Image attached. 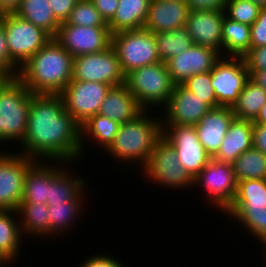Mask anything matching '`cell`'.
Masks as SVG:
<instances>
[{
  "label": "cell",
  "instance_id": "6da1fadb",
  "mask_svg": "<svg viewBox=\"0 0 266 267\" xmlns=\"http://www.w3.org/2000/svg\"><path fill=\"white\" fill-rule=\"evenodd\" d=\"M20 146V154L35 160L71 165L82 158L80 125L65 110L60 94L32 93L26 134Z\"/></svg>",
  "mask_w": 266,
  "mask_h": 267
},
{
  "label": "cell",
  "instance_id": "7a4b0ae2",
  "mask_svg": "<svg viewBox=\"0 0 266 267\" xmlns=\"http://www.w3.org/2000/svg\"><path fill=\"white\" fill-rule=\"evenodd\" d=\"M73 59L52 38L20 67L17 78L33 94H61L72 80Z\"/></svg>",
  "mask_w": 266,
  "mask_h": 267
},
{
  "label": "cell",
  "instance_id": "3957f363",
  "mask_svg": "<svg viewBox=\"0 0 266 267\" xmlns=\"http://www.w3.org/2000/svg\"><path fill=\"white\" fill-rule=\"evenodd\" d=\"M148 111L144 110L135 119L120 124L106 154L122 165L134 162L140 170L147 164L155 145L163 137L162 119L155 118L152 110Z\"/></svg>",
  "mask_w": 266,
  "mask_h": 267
},
{
  "label": "cell",
  "instance_id": "277c9868",
  "mask_svg": "<svg viewBox=\"0 0 266 267\" xmlns=\"http://www.w3.org/2000/svg\"><path fill=\"white\" fill-rule=\"evenodd\" d=\"M225 214L259 239L266 249V179L238 182L235 198Z\"/></svg>",
  "mask_w": 266,
  "mask_h": 267
},
{
  "label": "cell",
  "instance_id": "5b68a950",
  "mask_svg": "<svg viewBox=\"0 0 266 267\" xmlns=\"http://www.w3.org/2000/svg\"><path fill=\"white\" fill-rule=\"evenodd\" d=\"M32 93L17 78L0 87V143L23 142L27 129ZM0 144V147L3 146Z\"/></svg>",
  "mask_w": 266,
  "mask_h": 267
},
{
  "label": "cell",
  "instance_id": "8992f818",
  "mask_svg": "<svg viewBox=\"0 0 266 267\" xmlns=\"http://www.w3.org/2000/svg\"><path fill=\"white\" fill-rule=\"evenodd\" d=\"M124 84L145 110H152L151 107L162 110L176 85L165 62L132 70L125 75Z\"/></svg>",
  "mask_w": 266,
  "mask_h": 267
},
{
  "label": "cell",
  "instance_id": "52a82bcc",
  "mask_svg": "<svg viewBox=\"0 0 266 267\" xmlns=\"http://www.w3.org/2000/svg\"><path fill=\"white\" fill-rule=\"evenodd\" d=\"M112 47L124 75L145 65L161 62L154 34L145 28L113 33Z\"/></svg>",
  "mask_w": 266,
  "mask_h": 267
},
{
  "label": "cell",
  "instance_id": "ba28073f",
  "mask_svg": "<svg viewBox=\"0 0 266 267\" xmlns=\"http://www.w3.org/2000/svg\"><path fill=\"white\" fill-rule=\"evenodd\" d=\"M155 185L177 189L191 188L194 178L184 169L176 150L163 137L155 145L147 164L140 170ZM145 174V175H144ZM157 183V184H156Z\"/></svg>",
  "mask_w": 266,
  "mask_h": 267
},
{
  "label": "cell",
  "instance_id": "9c48e42d",
  "mask_svg": "<svg viewBox=\"0 0 266 267\" xmlns=\"http://www.w3.org/2000/svg\"><path fill=\"white\" fill-rule=\"evenodd\" d=\"M3 25L10 59L19 68L52 39L42 28L15 13L3 14Z\"/></svg>",
  "mask_w": 266,
  "mask_h": 267
},
{
  "label": "cell",
  "instance_id": "30bf717a",
  "mask_svg": "<svg viewBox=\"0 0 266 267\" xmlns=\"http://www.w3.org/2000/svg\"><path fill=\"white\" fill-rule=\"evenodd\" d=\"M237 185L232 163L219 162L212 158L194 178L193 188L202 187L201 190L207 192L204 195H207L209 204L218 211L221 210L224 215L235 198Z\"/></svg>",
  "mask_w": 266,
  "mask_h": 267
},
{
  "label": "cell",
  "instance_id": "8fae6325",
  "mask_svg": "<svg viewBox=\"0 0 266 267\" xmlns=\"http://www.w3.org/2000/svg\"><path fill=\"white\" fill-rule=\"evenodd\" d=\"M72 79L106 83L112 87L124 84L125 75L117 53L111 45L102 52L74 57Z\"/></svg>",
  "mask_w": 266,
  "mask_h": 267
},
{
  "label": "cell",
  "instance_id": "7c38bea8",
  "mask_svg": "<svg viewBox=\"0 0 266 267\" xmlns=\"http://www.w3.org/2000/svg\"><path fill=\"white\" fill-rule=\"evenodd\" d=\"M16 152L0 153V210L18 209L27 170L36 161Z\"/></svg>",
  "mask_w": 266,
  "mask_h": 267
},
{
  "label": "cell",
  "instance_id": "4fadbf2b",
  "mask_svg": "<svg viewBox=\"0 0 266 267\" xmlns=\"http://www.w3.org/2000/svg\"><path fill=\"white\" fill-rule=\"evenodd\" d=\"M217 107H233L237 102L249 72L243 57H222L210 70Z\"/></svg>",
  "mask_w": 266,
  "mask_h": 267
},
{
  "label": "cell",
  "instance_id": "5bb4252c",
  "mask_svg": "<svg viewBox=\"0 0 266 267\" xmlns=\"http://www.w3.org/2000/svg\"><path fill=\"white\" fill-rule=\"evenodd\" d=\"M163 138L177 152L181 166L195 178L212 159L198 139L194 125H162Z\"/></svg>",
  "mask_w": 266,
  "mask_h": 267
},
{
  "label": "cell",
  "instance_id": "9a60e30c",
  "mask_svg": "<svg viewBox=\"0 0 266 267\" xmlns=\"http://www.w3.org/2000/svg\"><path fill=\"white\" fill-rule=\"evenodd\" d=\"M110 85L100 82L71 80L60 94L65 110L81 126L96 115L105 99Z\"/></svg>",
  "mask_w": 266,
  "mask_h": 267
},
{
  "label": "cell",
  "instance_id": "2e32d148",
  "mask_svg": "<svg viewBox=\"0 0 266 267\" xmlns=\"http://www.w3.org/2000/svg\"><path fill=\"white\" fill-rule=\"evenodd\" d=\"M54 38L73 57L102 52L112 45L109 27H84L66 21L60 24Z\"/></svg>",
  "mask_w": 266,
  "mask_h": 267
},
{
  "label": "cell",
  "instance_id": "e0dca14e",
  "mask_svg": "<svg viewBox=\"0 0 266 267\" xmlns=\"http://www.w3.org/2000/svg\"><path fill=\"white\" fill-rule=\"evenodd\" d=\"M163 109L162 125H196L211 107L182 84H176Z\"/></svg>",
  "mask_w": 266,
  "mask_h": 267
},
{
  "label": "cell",
  "instance_id": "ac0fdd59",
  "mask_svg": "<svg viewBox=\"0 0 266 267\" xmlns=\"http://www.w3.org/2000/svg\"><path fill=\"white\" fill-rule=\"evenodd\" d=\"M224 11L190 10L185 27L193 44L211 48L222 56Z\"/></svg>",
  "mask_w": 266,
  "mask_h": 267
},
{
  "label": "cell",
  "instance_id": "d6986e66",
  "mask_svg": "<svg viewBox=\"0 0 266 267\" xmlns=\"http://www.w3.org/2000/svg\"><path fill=\"white\" fill-rule=\"evenodd\" d=\"M220 58L217 51L193 44L186 51L169 59L166 65L172 81L182 84L191 76L210 71Z\"/></svg>",
  "mask_w": 266,
  "mask_h": 267
},
{
  "label": "cell",
  "instance_id": "ffe728a7",
  "mask_svg": "<svg viewBox=\"0 0 266 267\" xmlns=\"http://www.w3.org/2000/svg\"><path fill=\"white\" fill-rule=\"evenodd\" d=\"M234 118L231 107L219 106L211 108L200 122L194 125L200 143L212 158L219 151L222 140Z\"/></svg>",
  "mask_w": 266,
  "mask_h": 267
},
{
  "label": "cell",
  "instance_id": "44dd1931",
  "mask_svg": "<svg viewBox=\"0 0 266 267\" xmlns=\"http://www.w3.org/2000/svg\"><path fill=\"white\" fill-rule=\"evenodd\" d=\"M189 11L185 0H151L144 28L155 34L184 27Z\"/></svg>",
  "mask_w": 266,
  "mask_h": 267
},
{
  "label": "cell",
  "instance_id": "7402d4cb",
  "mask_svg": "<svg viewBox=\"0 0 266 267\" xmlns=\"http://www.w3.org/2000/svg\"><path fill=\"white\" fill-rule=\"evenodd\" d=\"M144 110L126 85L121 84L108 90L98 114L122 124L135 119Z\"/></svg>",
  "mask_w": 266,
  "mask_h": 267
},
{
  "label": "cell",
  "instance_id": "603a6c76",
  "mask_svg": "<svg viewBox=\"0 0 266 267\" xmlns=\"http://www.w3.org/2000/svg\"><path fill=\"white\" fill-rule=\"evenodd\" d=\"M252 138L253 121L235 117L213 159L219 162L233 163L243 152L253 147Z\"/></svg>",
  "mask_w": 266,
  "mask_h": 267
},
{
  "label": "cell",
  "instance_id": "cb8c5ba5",
  "mask_svg": "<svg viewBox=\"0 0 266 267\" xmlns=\"http://www.w3.org/2000/svg\"><path fill=\"white\" fill-rule=\"evenodd\" d=\"M61 165L50 177H49V197L46 204H59L65 201H84L85 191H87V179L75 176L68 169ZM68 169V170H67ZM70 173V174H69ZM86 181V182H85ZM87 184V185H86ZM84 194V195H83Z\"/></svg>",
  "mask_w": 266,
  "mask_h": 267
},
{
  "label": "cell",
  "instance_id": "d4e9b609",
  "mask_svg": "<svg viewBox=\"0 0 266 267\" xmlns=\"http://www.w3.org/2000/svg\"><path fill=\"white\" fill-rule=\"evenodd\" d=\"M64 163L36 160L27 170L21 203H46L49 197V177Z\"/></svg>",
  "mask_w": 266,
  "mask_h": 267
},
{
  "label": "cell",
  "instance_id": "484cf974",
  "mask_svg": "<svg viewBox=\"0 0 266 267\" xmlns=\"http://www.w3.org/2000/svg\"><path fill=\"white\" fill-rule=\"evenodd\" d=\"M120 124L100 114L93 115L80 126L82 157L86 154L89 141L106 151L113 143ZM89 139V140H88ZM96 142V143H95ZM85 152V153H84Z\"/></svg>",
  "mask_w": 266,
  "mask_h": 267
},
{
  "label": "cell",
  "instance_id": "4316f807",
  "mask_svg": "<svg viewBox=\"0 0 266 267\" xmlns=\"http://www.w3.org/2000/svg\"><path fill=\"white\" fill-rule=\"evenodd\" d=\"M151 0H119V6L108 22L110 32L144 28Z\"/></svg>",
  "mask_w": 266,
  "mask_h": 267
},
{
  "label": "cell",
  "instance_id": "83f0119b",
  "mask_svg": "<svg viewBox=\"0 0 266 267\" xmlns=\"http://www.w3.org/2000/svg\"><path fill=\"white\" fill-rule=\"evenodd\" d=\"M18 219L17 210H0V255L9 264L18 259L19 250L22 249L20 246L24 234Z\"/></svg>",
  "mask_w": 266,
  "mask_h": 267
},
{
  "label": "cell",
  "instance_id": "f1b7e54d",
  "mask_svg": "<svg viewBox=\"0 0 266 267\" xmlns=\"http://www.w3.org/2000/svg\"><path fill=\"white\" fill-rule=\"evenodd\" d=\"M251 48L250 26L224 16L222 23V57H243Z\"/></svg>",
  "mask_w": 266,
  "mask_h": 267
},
{
  "label": "cell",
  "instance_id": "f546056e",
  "mask_svg": "<svg viewBox=\"0 0 266 267\" xmlns=\"http://www.w3.org/2000/svg\"><path fill=\"white\" fill-rule=\"evenodd\" d=\"M15 14L42 28L52 38L61 24L54 16L49 0H22Z\"/></svg>",
  "mask_w": 266,
  "mask_h": 267
},
{
  "label": "cell",
  "instance_id": "4dcf8cb0",
  "mask_svg": "<svg viewBox=\"0 0 266 267\" xmlns=\"http://www.w3.org/2000/svg\"><path fill=\"white\" fill-rule=\"evenodd\" d=\"M21 231L25 236L49 237L48 205L46 203H20L17 209ZM34 234V235H33Z\"/></svg>",
  "mask_w": 266,
  "mask_h": 267
},
{
  "label": "cell",
  "instance_id": "1f68e13d",
  "mask_svg": "<svg viewBox=\"0 0 266 267\" xmlns=\"http://www.w3.org/2000/svg\"><path fill=\"white\" fill-rule=\"evenodd\" d=\"M83 204H86V201L85 203L84 201H65L59 204H47L49 236H55L56 238L58 234L62 236V234L73 228L75 226L73 224L81 216L84 208Z\"/></svg>",
  "mask_w": 266,
  "mask_h": 267
},
{
  "label": "cell",
  "instance_id": "d6a6232c",
  "mask_svg": "<svg viewBox=\"0 0 266 267\" xmlns=\"http://www.w3.org/2000/svg\"><path fill=\"white\" fill-rule=\"evenodd\" d=\"M265 102V90L249 79L232 107L234 116L239 119L254 121Z\"/></svg>",
  "mask_w": 266,
  "mask_h": 267
},
{
  "label": "cell",
  "instance_id": "836d02e7",
  "mask_svg": "<svg viewBox=\"0 0 266 267\" xmlns=\"http://www.w3.org/2000/svg\"><path fill=\"white\" fill-rule=\"evenodd\" d=\"M154 37L160 61L165 63L193 45V41L185 26L155 33Z\"/></svg>",
  "mask_w": 266,
  "mask_h": 267
},
{
  "label": "cell",
  "instance_id": "e575fe53",
  "mask_svg": "<svg viewBox=\"0 0 266 267\" xmlns=\"http://www.w3.org/2000/svg\"><path fill=\"white\" fill-rule=\"evenodd\" d=\"M232 166L237 182L266 179V155L253 147L243 152Z\"/></svg>",
  "mask_w": 266,
  "mask_h": 267
},
{
  "label": "cell",
  "instance_id": "d590c367",
  "mask_svg": "<svg viewBox=\"0 0 266 267\" xmlns=\"http://www.w3.org/2000/svg\"><path fill=\"white\" fill-rule=\"evenodd\" d=\"M66 22L84 27H108L91 0H78Z\"/></svg>",
  "mask_w": 266,
  "mask_h": 267
},
{
  "label": "cell",
  "instance_id": "8d00e7d4",
  "mask_svg": "<svg viewBox=\"0 0 266 267\" xmlns=\"http://www.w3.org/2000/svg\"><path fill=\"white\" fill-rule=\"evenodd\" d=\"M261 7L249 0H227L225 16L251 26L258 18Z\"/></svg>",
  "mask_w": 266,
  "mask_h": 267
},
{
  "label": "cell",
  "instance_id": "74e56055",
  "mask_svg": "<svg viewBox=\"0 0 266 267\" xmlns=\"http://www.w3.org/2000/svg\"><path fill=\"white\" fill-rule=\"evenodd\" d=\"M182 85L204 100L211 108L217 107V99L212 86L211 72L199 73L186 79Z\"/></svg>",
  "mask_w": 266,
  "mask_h": 267
},
{
  "label": "cell",
  "instance_id": "f35d334b",
  "mask_svg": "<svg viewBox=\"0 0 266 267\" xmlns=\"http://www.w3.org/2000/svg\"><path fill=\"white\" fill-rule=\"evenodd\" d=\"M0 69H2L10 78L17 77L20 70V68L10 59L3 25V15H0Z\"/></svg>",
  "mask_w": 266,
  "mask_h": 267
},
{
  "label": "cell",
  "instance_id": "ab89813d",
  "mask_svg": "<svg viewBox=\"0 0 266 267\" xmlns=\"http://www.w3.org/2000/svg\"><path fill=\"white\" fill-rule=\"evenodd\" d=\"M251 48L266 45V7H261L257 20L250 26Z\"/></svg>",
  "mask_w": 266,
  "mask_h": 267
},
{
  "label": "cell",
  "instance_id": "60d3db41",
  "mask_svg": "<svg viewBox=\"0 0 266 267\" xmlns=\"http://www.w3.org/2000/svg\"><path fill=\"white\" fill-rule=\"evenodd\" d=\"M243 58L248 72L266 70V45L250 48Z\"/></svg>",
  "mask_w": 266,
  "mask_h": 267
},
{
  "label": "cell",
  "instance_id": "b9f144b4",
  "mask_svg": "<svg viewBox=\"0 0 266 267\" xmlns=\"http://www.w3.org/2000/svg\"><path fill=\"white\" fill-rule=\"evenodd\" d=\"M115 256H111L109 254L107 255H103L99 253V255H95L89 258H87V260L85 259L80 267H125V265H123L121 263V261L119 262V260L116 258H114Z\"/></svg>",
  "mask_w": 266,
  "mask_h": 267
},
{
  "label": "cell",
  "instance_id": "7bdbcfd3",
  "mask_svg": "<svg viewBox=\"0 0 266 267\" xmlns=\"http://www.w3.org/2000/svg\"><path fill=\"white\" fill-rule=\"evenodd\" d=\"M78 0H49L55 18L60 22H65Z\"/></svg>",
  "mask_w": 266,
  "mask_h": 267
},
{
  "label": "cell",
  "instance_id": "ee69618b",
  "mask_svg": "<svg viewBox=\"0 0 266 267\" xmlns=\"http://www.w3.org/2000/svg\"><path fill=\"white\" fill-rule=\"evenodd\" d=\"M190 10L224 11L227 0H185Z\"/></svg>",
  "mask_w": 266,
  "mask_h": 267
},
{
  "label": "cell",
  "instance_id": "f6af8a7d",
  "mask_svg": "<svg viewBox=\"0 0 266 267\" xmlns=\"http://www.w3.org/2000/svg\"><path fill=\"white\" fill-rule=\"evenodd\" d=\"M91 1L107 23L113 18L119 6V0H91Z\"/></svg>",
  "mask_w": 266,
  "mask_h": 267
},
{
  "label": "cell",
  "instance_id": "bcb514c9",
  "mask_svg": "<svg viewBox=\"0 0 266 267\" xmlns=\"http://www.w3.org/2000/svg\"><path fill=\"white\" fill-rule=\"evenodd\" d=\"M253 148L266 155V125L253 123Z\"/></svg>",
  "mask_w": 266,
  "mask_h": 267
},
{
  "label": "cell",
  "instance_id": "7dc6e473",
  "mask_svg": "<svg viewBox=\"0 0 266 267\" xmlns=\"http://www.w3.org/2000/svg\"><path fill=\"white\" fill-rule=\"evenodd\" d=\"M21 3L22 0H0V15L15 13Z\"/></svg>",
  "mask_w": 266,
  "mask_h": 267
},
{
  "label": "cell",
  "instance_id": "c3c4849f",
  "mask_svg": "<svg viewBox=\"0 0 266 267\" xmlns=\"http://www.w3.org/2000/svg\"><path fill=\"white\" fill-rule=\"evenodd\" d=\"M249 79L266 92V70L249 72Z\"/></svg>",
  "mask_w": 266,
  "mask_h": 267
},
{
  "label": "cell",
  "instance_id": "681fc988",
  "mask_svg": "<svg viewBox=\"0 0 266 267\" xmlns=\"http://www.w3.org/2000/svg\"><path fill=\"white\" fill-rule=\"evenodd\" d=\"M253 123L266 125V102L263 104V107L260 109V112Z\"/></svg>",
  "mask_w": 266,
  "mask_h": 267
},
{
  "label": "cell",
  "instance_id": "f907efd6",
  "mask_svg": "<svg viewBox=\"0 0 266 267\" xmlns=\"http://www.w3.org/2000/svg\"><path fill=\"white\" fill-rule=\"evenodd\" d=\"M10 77L2 70L0 69V87L8 81Z\"/></svg>",
  "mask_w": 266,
  "mask_h": 267
},
{
  "label": "cell",
  "instance_id": "816d5d0a",
  "mask_svg": "<svg viewBox=\"0 0 266 267\" xmlns=\"http://www.w3.org/2000/svg\"><path fill=\"white\" fill-rule=\"evenodd\" d=\"M257 5H259L260 7H266V0H249Z\"/></svg>",
  "mask_w": 266,
  "mask_h": 267
},
{
  "label": "cell",
  "instance_id": "f5cc1de1",
  "mask_svg": "<svg viewBox=\"0 0 266 267\" xmlns=\"http://www.w3.org/2000/svg\"><path fill=\"white\" fill-rule=\"evenodd\" d=\"M2 265L7 266V265H9V263L4 259V257H2V256L0 255V267H1Z\"/></svg>",
  "mask_w": 266,
  "mask_h": 267
}]
</instances>
